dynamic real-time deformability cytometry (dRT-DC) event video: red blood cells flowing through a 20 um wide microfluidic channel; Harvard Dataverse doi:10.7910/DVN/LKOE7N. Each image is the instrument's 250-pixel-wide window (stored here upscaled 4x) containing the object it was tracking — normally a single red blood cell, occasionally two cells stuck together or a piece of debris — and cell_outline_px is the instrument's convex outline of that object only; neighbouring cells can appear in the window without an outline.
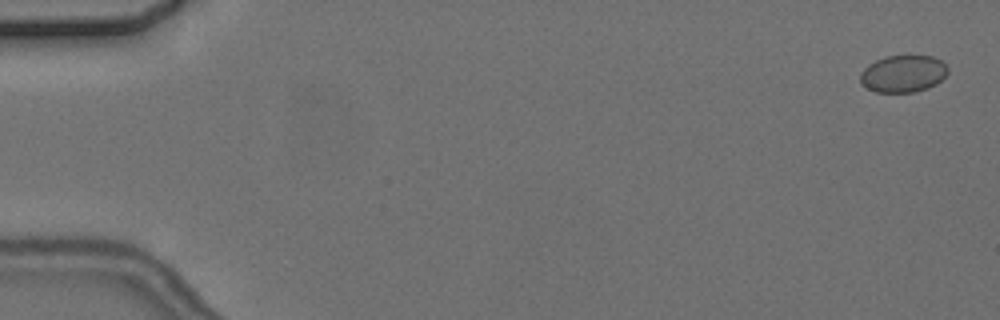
{"species": "common noctule bat (a hibernating species)", "species_latin": "Nyctalus noctula", "temperature_condition": "cold", "stored_images_in_passage": 6, "camera_frame_rate_fps": 3000, "um_per_image_px": 0.085, "animal": {"sex": "female", "body_mass_g": 24.6, "forearm_length_mm": 56.2}, "frame": {"image": 1, "passage_image": 1, "time_ms": 0.0, "image_size_px": [1000, 320], "cell_outline_px": [[948, 72], [936, 84], [928, 88], [912, 92], [876, 92], [860, 84], [860, 72], [868, 64], [884, 56], [932, 56], [948, 64]], "centroid_in_image_um": [76.75, 6.26], "position_along_channel_um": 8.2, "area_um2": 19.02}}